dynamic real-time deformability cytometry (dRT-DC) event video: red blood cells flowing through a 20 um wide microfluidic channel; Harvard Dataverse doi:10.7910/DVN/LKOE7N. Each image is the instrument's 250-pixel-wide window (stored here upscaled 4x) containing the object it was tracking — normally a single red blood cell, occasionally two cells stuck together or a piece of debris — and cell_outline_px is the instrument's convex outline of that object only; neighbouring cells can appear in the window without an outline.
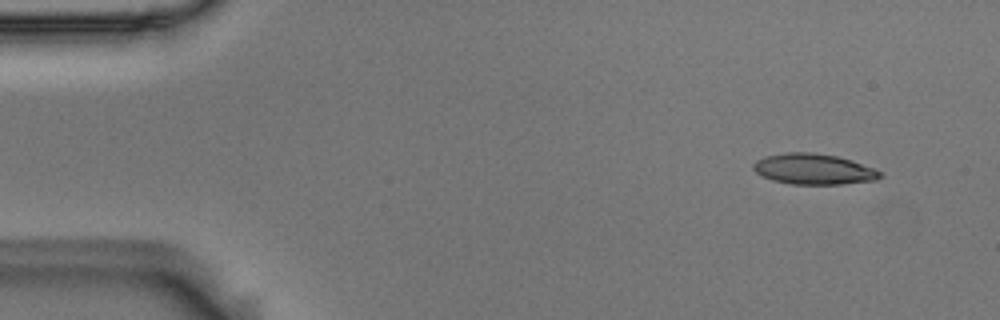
{"species": "Egyptian fruit bat (a non-hibernating species)", "species_latin": "Rousettus aegyptiacus", "temperature_condition": "room temperature", "stored_images_in_passage": 5, "camera_frame_rate_fps": 3000, "um_per_image_px": 0.085, "animal": {"sex": "male"}, "frame": {"image": 1, "passage_image": 1, "time_ms": 0.0, "image_size_px": [1000, 320], "cell_outline_px": [[884, 176], [876, 180], [840, 184], [792, 184], [772, 180], [756, 172], [752, 168], [752, 164], [756, 160], [764, 156], [784, 152], [812, 152], [836, 156], [852, 160], [884, 172]], "centroid_in_image_um": [69.17, 14.37], "position_along_channel_um": 15.8, "area_um2": 22.83}}
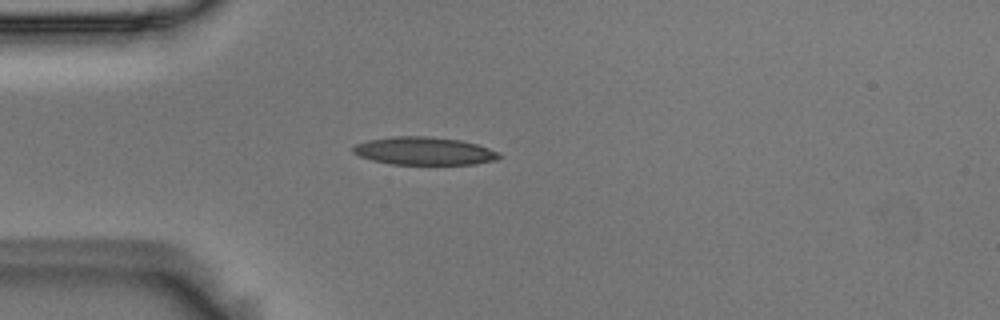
{"frame": {"image": 2, "passage_image": 4, "time_ms": 1.0, "image_size_px": [1000, 320], "cell_outline_px": [[500, 156], [496, 160], [476, 164], [392, 164], [372, 160], [360, 156], [352, 152], [352, 148], [356, 144], [368, 140], [392, 136], [432, 136], [460, 140], [476, 144], [500, 152]], "centroid_in_image_um": [36.05, 12.83], "position_along_channel_um": 48.9, "area_um2": 23.76}}